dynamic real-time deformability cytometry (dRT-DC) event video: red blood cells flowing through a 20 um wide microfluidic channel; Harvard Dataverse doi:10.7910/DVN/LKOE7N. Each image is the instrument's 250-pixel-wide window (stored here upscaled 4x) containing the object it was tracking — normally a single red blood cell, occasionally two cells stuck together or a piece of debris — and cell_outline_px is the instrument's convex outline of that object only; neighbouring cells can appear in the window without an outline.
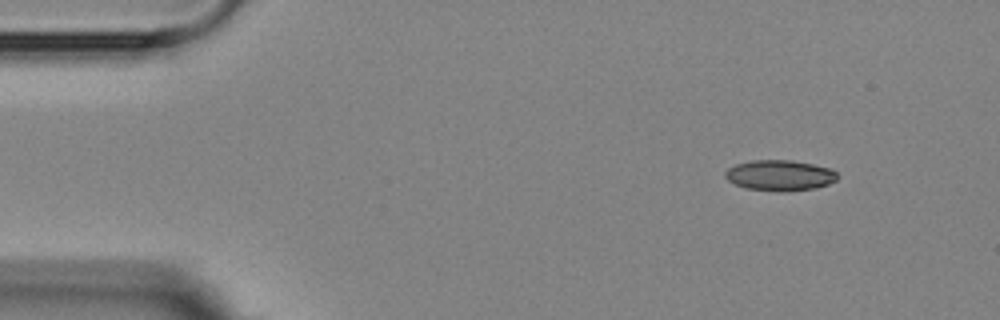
{"species": "Egyptian fruit bat (a non-hibernating species)", "species_latin": "Rousettus aegyptiacus", "temperature_condition": "room temperature", "stored_images_in_passage": 4, "camera_frame_rate_fps": 3000, "um_per_image_px": 0.085, "animal": {"sex": "female"}, "frame": {"image": 1, "passage_image": 1, "time_ms": 0.0, "image_size_px": [1000, 320], "cell_outline_px": [[840, 176], [836, 180], [828, 184], [816, 188], [748, 188], [736, 184], [728, 180], [724, 176], [724, 172], [728, 168], [736, 164], [752, 160], [792, 160], [832, 168]], "centroid_in_image_um": [66.31, 14.84], "position_along_channel_um": 18.7, "area_um2": 19.13}}